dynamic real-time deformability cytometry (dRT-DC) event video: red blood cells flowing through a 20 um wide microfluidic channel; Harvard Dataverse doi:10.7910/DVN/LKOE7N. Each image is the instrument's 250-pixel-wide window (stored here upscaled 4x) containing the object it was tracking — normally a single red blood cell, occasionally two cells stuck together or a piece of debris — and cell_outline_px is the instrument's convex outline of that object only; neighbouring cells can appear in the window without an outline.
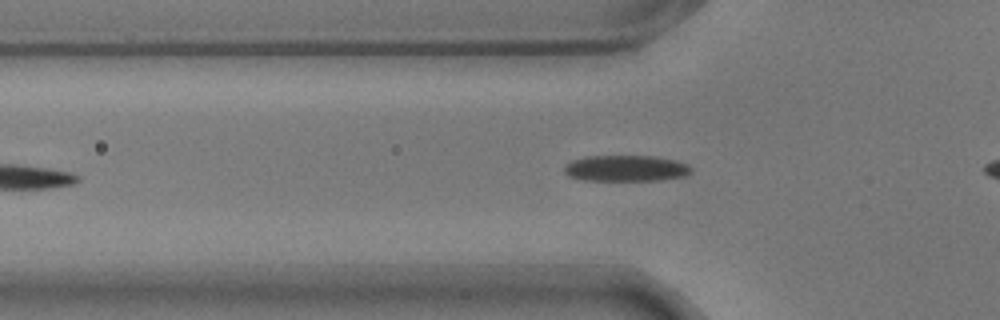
{"species": "common noctule bat (a hibernating species)", "species_latin": "Nyctalus noctula", "temperature_condition": "warm", "stored_images_in_passage": 41, "camera_frame_rate_fps": 3000, "um_per_image_px": 0.085, "animal": {"sex": "male", "body_mass_g": 17.9}, "frame": {"image": 1, "passage_image": 7, "time_ms": 2.0, "image_size_px": [1000, 320], "cell_outline_px": [[692, 172], [684, 176], [660, 180], [588, 180], [568, 176], [564, 172], [564, 168], [572, 160], [588, 156], [656, 156], [688, 164], [692, 168]], "centroid_in_image_um": [53.22, 14.3], "position_along_channel_um": 72.6, "area_um2": 19.13}}
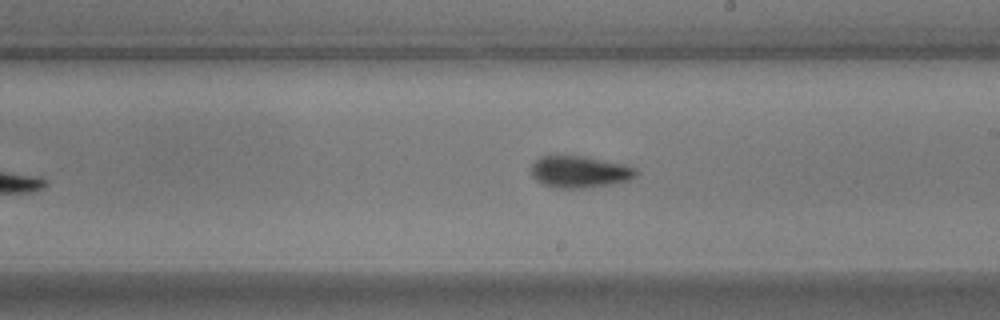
{"frame": {"image": 2, "passage_image": 21, "time_ms": 6.667, "image_size_px": [1000, 320], "cell_outline_px": [[640, 172], [636, 176], [628, 180], [612, 184], [584, 188], [552, 188], [536, 180], [532, 176], [532, 164], [540, 156], [552, 152], [588, 156], [624, 164], [636, 168]], "centroid_in_image_um": [49.24, 14.55], "position_along_channel_um": 239.8, "area_um2": 20.29}}
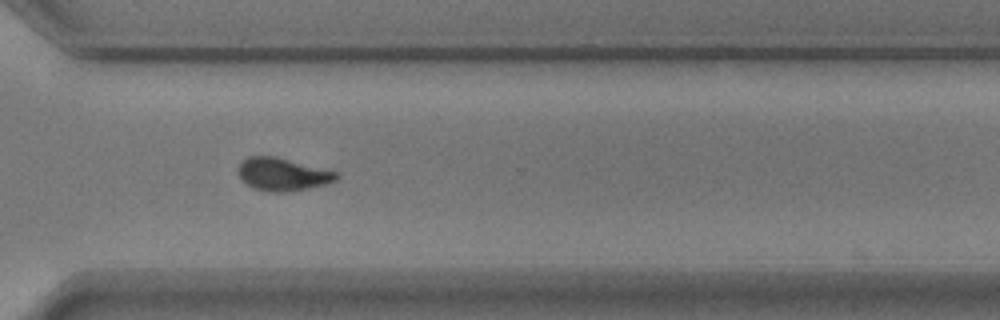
{"frame": {"image": 3, "passage_image": 30, "time_ms": 9.667, "image_size_px": [1000, 320], "cell_outline_px": [[340, 176], [336, 180], [328, 184], [308, 188], [284, 192], [268, 192], [256, 188], [240, 180], [236, 172], [236, 168], [248, 156], [276, 156], [336, 172]], "centroid_in_image_um": [23.99, 14.81], "position_along_channel_um": 346.6, "area_um2": 18.79}, "authors_computed_cell_mechanics": {"area_um2": 19.1318, "velocity_mm_per_s": 3.5606, "shape_relaxation_time_tau1_ms": 3.4515, "shape_relaxation_time_tau2_ms": 2.9961, "deformation_change_tau1": 0.1467, "deformation_change_tau2": 0.0866}}